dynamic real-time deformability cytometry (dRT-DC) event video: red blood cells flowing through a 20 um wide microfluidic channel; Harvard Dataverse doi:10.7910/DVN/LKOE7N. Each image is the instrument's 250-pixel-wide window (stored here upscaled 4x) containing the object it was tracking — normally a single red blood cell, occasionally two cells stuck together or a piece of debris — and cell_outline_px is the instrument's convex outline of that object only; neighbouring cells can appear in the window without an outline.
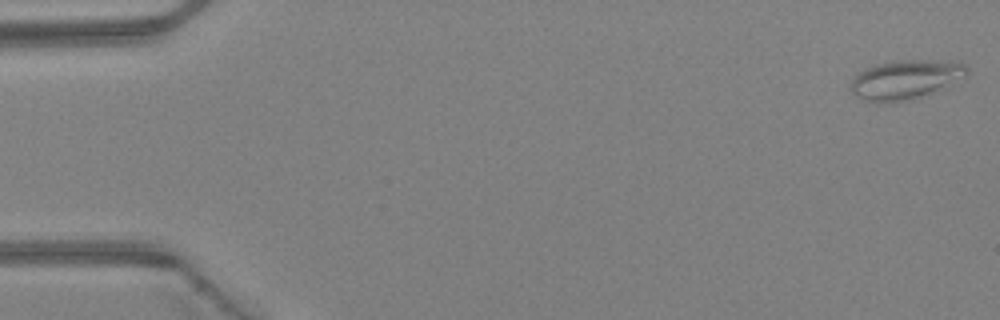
{"species": "Egyptian fruit bat (a non-hibernating species)", "species_latin": "Rousettus aegyptiacus", "temperature_condition": "warm", "stored_images_in_passage": 47, "camera_frame_rate_fps": 3000, "um_per_image_px": 0.085, "animal": {"sex": "female"}, "frame": {"image": 1, "passage_image": 1, "time_ms": 0.0, "image_size_px": [1000, 320], "cell_outline_px": [[968, 72], [964, 76], [912, 100], [876, 104], [860, 100], [852, 92], [852, 80], [864, 68], [876, 64], [892, 60], [960, 60], [968, 68]], "centroid_in_image_um": [76.92, 6.75], "position_along_channel_um": 8.1, "area_um2": 26.59}}
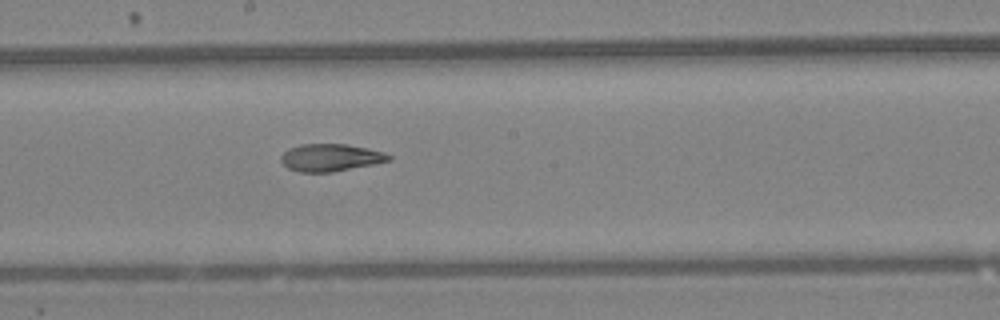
{"frame": {"image": 2, "passage_image": 26, "time_ms": 8.333, "image_size_px": [1000, 320], "cell_outline_px": [[392, 160], [332, 172], [300, 172], [288, 168], [280, 160], [280, 156], [288, 148], [300, 144], [348, 144], [368, 148], [384, 152], [392, 156]], "centroid_in_image_um": [28.09, 13.38], "position_along_channel_um": 220.1, "area_um2": 17.22}}
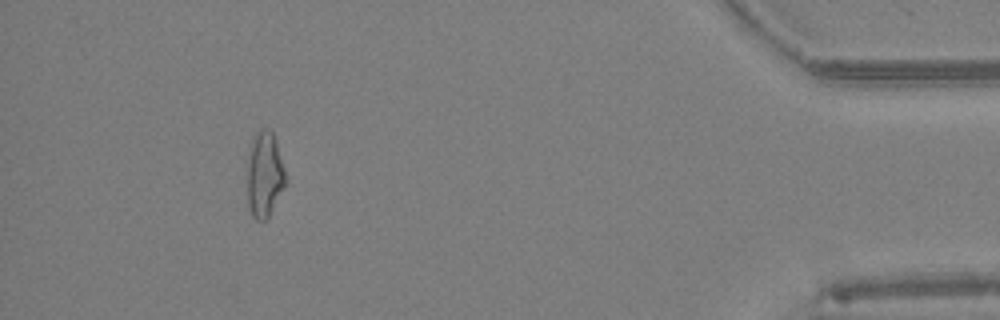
{"frame": {"image": 3, "passage_image": 43, "time_ms": 14.0, "image_size_px": [1000, 320], "cell_outline_px": [[288, 180], [268, 216], [264, 220], [256, 220], [252, 216], [248, 204], [248, 160], [252, 140], [256, 132], [260, 128], [268, 128], [272, 132], [276, 140]], "centroid_in_image_um": [22.5, 14.8], "position_along_channel_um": 412.7, "area_um2": 19.02}, "authors_computed_cell_mechanics": {"area_um2": 18.496, "velocity_mm_per_s": 4.4504, "shape_relaxation_time_tau1_ms": null, "shape_relaxation_time_tau2_ms": 4.5927, "deformation_change_tau1": null, "deformation_change_tau2": 0.1294}}